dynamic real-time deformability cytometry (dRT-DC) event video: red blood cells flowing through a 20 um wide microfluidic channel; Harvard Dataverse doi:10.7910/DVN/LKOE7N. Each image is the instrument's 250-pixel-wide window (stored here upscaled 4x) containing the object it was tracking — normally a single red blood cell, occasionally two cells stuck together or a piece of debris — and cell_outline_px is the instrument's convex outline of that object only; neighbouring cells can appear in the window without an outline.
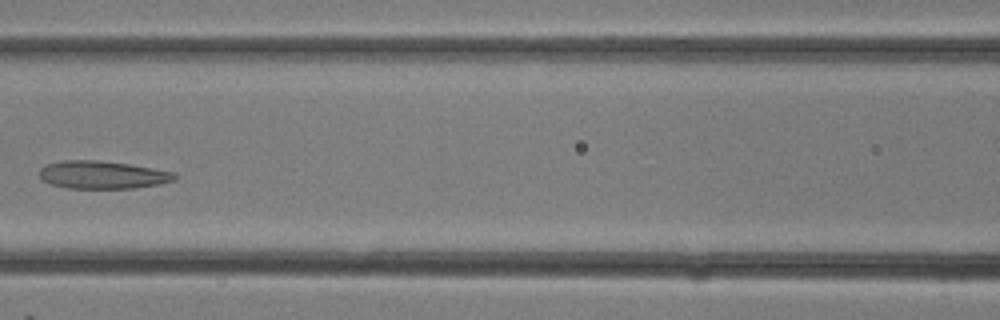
{"species": "common noctule bat (a hibernating species)", "species_latin": "Nyctalus noctula", "temperature_condition": "room temperature", "stored_images_in_passage": 10, "camera_frame_rate_fps": 3000, "um_per_image_px": 0.085, "animal": {"sex": "female"}, "frame": {"image": 1, "passage_image": 9, "time_ms": 2.667, "image_size_px": [1000, 320], "cell_outline_px": [[180, 176], [176, 180], [160, 184], [136, 188], [68, 188], [52, 184], [44, 180], [40, 176], [40, 168], [48, 164], [64, 160], [96, 160], [128, 164], [176, 172]], "centroid_in_image_um": [8.79, 14.86], "position_along_channel_um": 157.8, "area_um2": 21.91}}